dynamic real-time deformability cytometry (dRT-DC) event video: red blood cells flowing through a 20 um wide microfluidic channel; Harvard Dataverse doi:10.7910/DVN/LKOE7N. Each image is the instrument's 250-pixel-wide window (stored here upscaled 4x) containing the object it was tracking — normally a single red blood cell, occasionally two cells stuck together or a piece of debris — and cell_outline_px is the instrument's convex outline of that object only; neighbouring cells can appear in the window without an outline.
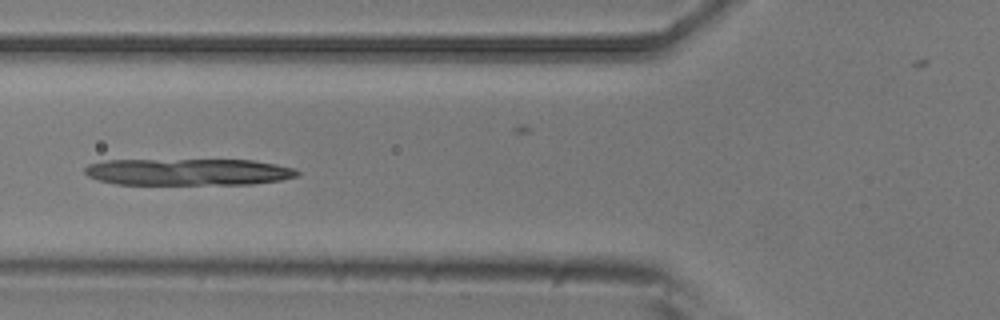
{"species": "common noctule bat (a hibernating species)", "species_latin": "Nyctalus noctula", "temperature_condition": "room temperature", "stored_images_in_passage": 9, "camera_frame_rate_fps": 3000, "um_per_image_px": 0.085, "animal": {"sex": "male", "body_mass_g": 20.5, "forearm_length_mm": 52.5}, "frame": {"image": 1, "passage_image": 6, "time_ms": 1.667, "image_size_px": [1000, 320], "cell_outline_px": [[300, 176], [280, 180], [252, 184], [116, 184], [100, 180], [88, 176], [84, 172], [84, 168], [88, 164], [108, 160], [252, 160], [276, 164], [296, 168], [300, 172]], "centroid_in_image_um": [16.04, 14.61], "position_along_channel_um": 109.8, "area_um2": 33.18}}